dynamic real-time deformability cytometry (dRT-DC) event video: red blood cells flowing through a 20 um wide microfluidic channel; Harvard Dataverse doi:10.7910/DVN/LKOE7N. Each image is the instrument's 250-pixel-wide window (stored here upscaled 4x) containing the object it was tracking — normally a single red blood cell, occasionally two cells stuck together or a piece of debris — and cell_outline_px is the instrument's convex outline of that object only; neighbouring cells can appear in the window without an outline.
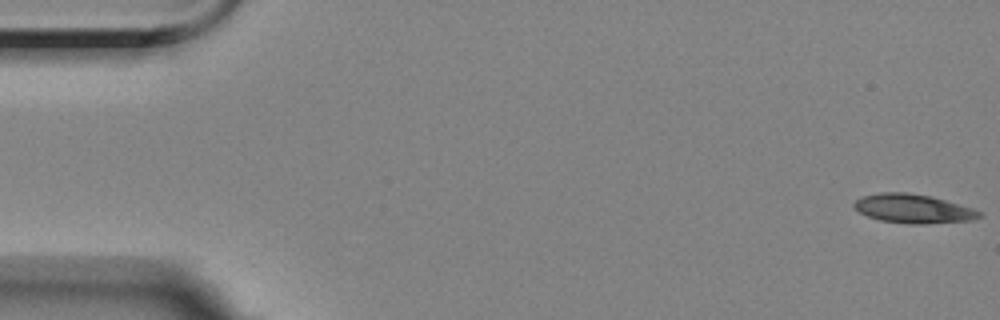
{"species": "Egyptian fruit bat (a non-hibernating species)", "species_latin": "Rousettus aegyptiacus", "temperature_condition": "room temperature", "stored_images_in_passage": 10, "segment_of_instrument_passage": [1, 2], "camera_frame_rate_fps": 3000, "um_per_image_px": 0.085, "animal": {"sex": "female"}, "frame": {"image": 1, "passage_image": 1, "time_ms": 0.0, "image_size_px": [1000, 320], "cell_outline_px": [[984, 216], [972, 220], [920, 224], [908, 224], [880, 220], [868, 216], [860, 212], [852, 204], [856, 200], [864, 196], [880, 192], [908, 192], [932, 196], [972, 208], [980, 212]], "centroid_in_image_um": [77.63, 17.73], "position_along_channel_um": 7.4, "area_um2": 21.04}}
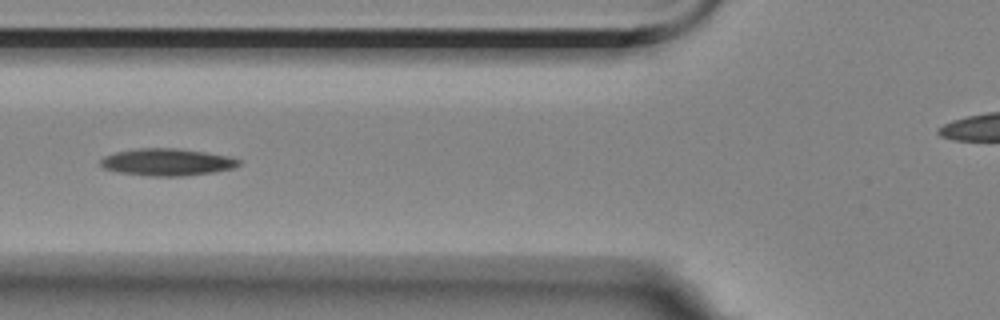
{"frame": {"image": 2, "passage_image": 7, "time_ms": 6.667, "image_size_px": [1000, 320], "cell_outline_px": [[240, 164], [232, 168], [212, 172], [184, 176], [148, 176], [120, 172], [104, 168], [100, 164], [100, 160], [104, 156], [116, 152], [140, 148], [176, 148], [204, 152], [228, 156], [240, 160]], "centroid_in_image_um": [14.18, 13.78], "position_along_channel_um": 111.6, "area_um2": 21.62}}
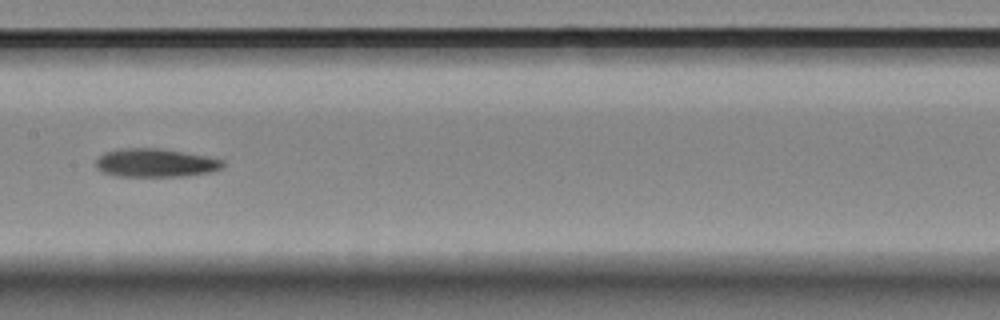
{"frame": {"image": 3, "passage_image": 9, "time_ms": 9.0, "image_size_px": [1000, 320], "cell_outline_px": [[224, 164], [220, 168], [212, 172], [180, 176], [120, 176], [104, 172], [96, 168], [96, 160], [104, 152], [116, 148], [164, 148], [208, 156], [224, 160]], "centroid_in_image_um": [13.22, 13.82], "position_along_channel_um": 194.2, "area_um2": 21.15}}